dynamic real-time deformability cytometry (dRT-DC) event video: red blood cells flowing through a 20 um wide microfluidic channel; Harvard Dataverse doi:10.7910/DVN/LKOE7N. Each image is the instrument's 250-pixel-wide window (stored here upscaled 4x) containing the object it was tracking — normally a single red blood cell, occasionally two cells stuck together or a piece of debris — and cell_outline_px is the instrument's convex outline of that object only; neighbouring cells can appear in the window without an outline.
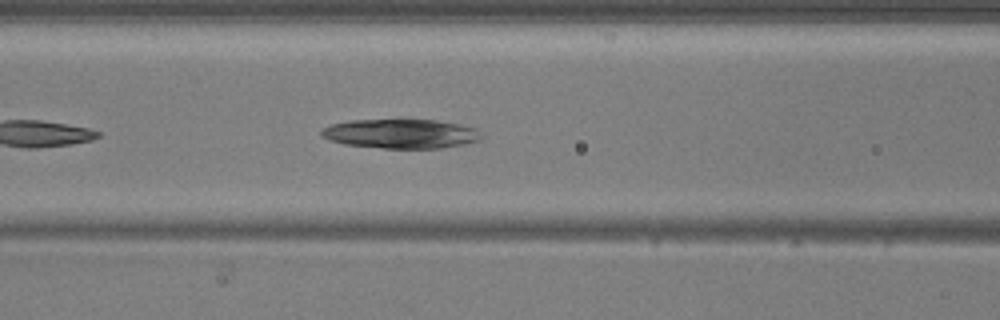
{"species": "common noctule bat (a hibernating species)", "species_latin": "Nyctalus noctula", "temperature_condition": "warm", "stored_images_in_passage": 14, "camera_frame_rate_fps": 3000, "um_per_image_px": 0.085, "animal": {"sex": "male", "body_mass_g": 20.5, "forearm_length_mm": 52.5}, "frame": {"image": 1, "passage_image": 8, "time_ms": 2.333, "image_size_px": [1000, 320], "cell_outline_px": [[484, 136], [480, 140], [464, 144], [440, 148], [384, 148], [344, 144], [328, 140], [320, 136], [320, 132], [324, 128], [332, 124], [348, 120], [436, 120], [460, 124], [476, 128]], "centroid_in_image_um": [34.08, 11.37], "position_along_channel_um": 132.5, "area_um2": 27.4}}